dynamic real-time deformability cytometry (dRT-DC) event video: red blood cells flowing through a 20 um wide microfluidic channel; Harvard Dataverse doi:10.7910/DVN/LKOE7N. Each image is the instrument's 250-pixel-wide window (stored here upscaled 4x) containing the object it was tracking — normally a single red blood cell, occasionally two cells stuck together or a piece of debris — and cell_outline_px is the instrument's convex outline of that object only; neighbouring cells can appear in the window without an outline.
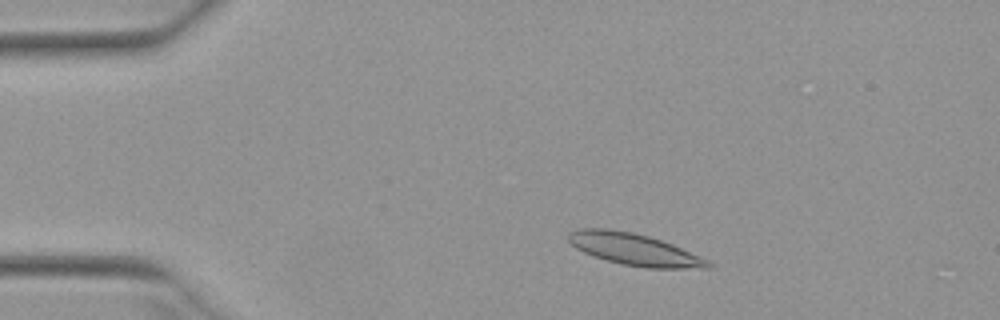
{"species": "Egyptian fruit bat (a non-hibernating species)", "species_latin": "Rousettus aegyptiacus", "temperature_condition": "warm", "stored_images_in_passage": 47, "camera_frame_rate_fps": 3000, "um_per_image_px": 0.085, "animal": {"sex": "female"}, "frame": {"image": 1, "passage_image": 7, "time_ms": 2.0, "image_size_px": [1000, 320], "cell_outline_px": [[716, 264], [712, 268], [644, 268], [620, 264], [592, 256], [576, 248], [568, 240], [568, 232], [580, 228], [604, 228], [632, 232], [648, 236], [672, 244], [700, 256]], "centroid_in_image_um": [53.92, 21.21], "position_along_channel_um": 31.1, "area_um2": 26.01}}
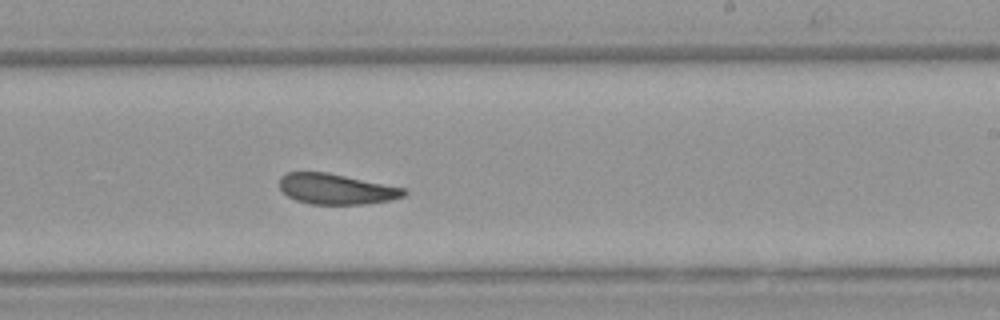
{"frame": {"image": 2, "passage_image": 29, "time_ms": 9.333, "image_size_px": [1000, 320], "cell_outline_px": [[408, 192], [404, 196], [392, 200], [364, 204], [308, 204], [296, 200], [288, 196], [280, 188], [280, 176], [288, 172], [328, 172], [404, 188]], "centroid_in_image_um": [28.58, 16.07], "position_along_channel_um": 260.4, "area_um2": 22.14}}
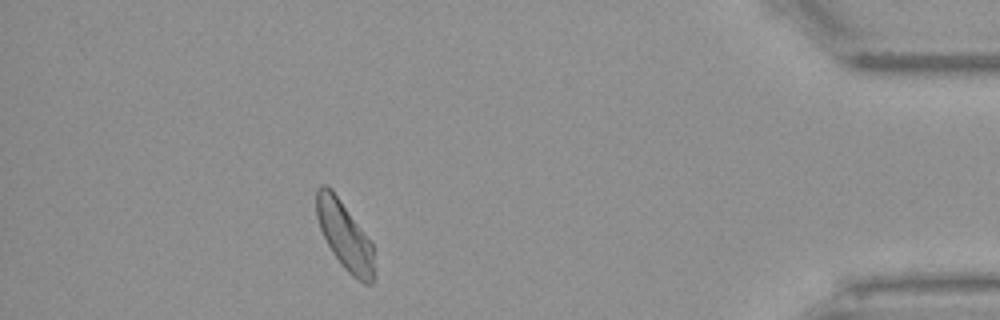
{"frame": {"image": 3, "passage_image": 44, "time_ms": 14.333, "image_size_px": [1000, 320], "cell_outline_px": [[376, 280], [372, 284], [364, 284], [352, 276], [344, 268], [332, 252], [320, 228], [316, 216], [316, 188], [320, 184], [328, 184], [332, 188], [372, 240], [376, 276]], "centroid_in_image_um": [29.34, 20.02], "position_along_channel_um": 405.9, "area_um2": 23.64}}